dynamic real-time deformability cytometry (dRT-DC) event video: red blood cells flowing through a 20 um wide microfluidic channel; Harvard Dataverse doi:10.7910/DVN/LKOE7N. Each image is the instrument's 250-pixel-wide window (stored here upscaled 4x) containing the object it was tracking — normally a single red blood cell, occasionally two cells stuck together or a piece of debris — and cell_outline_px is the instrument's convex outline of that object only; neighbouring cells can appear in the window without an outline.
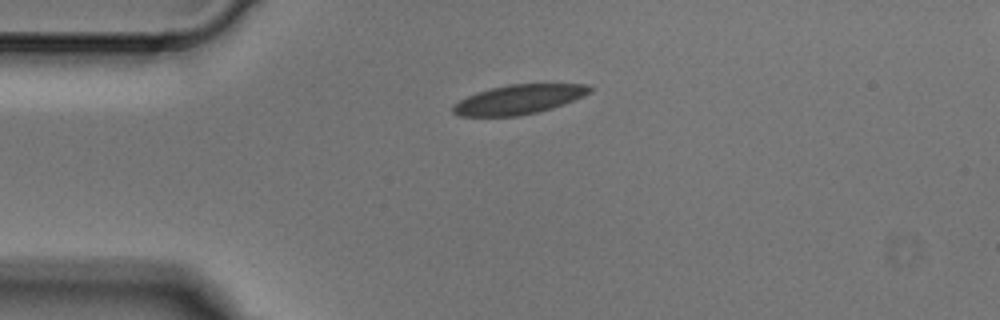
{"species": "Egyptian fruit bat (a non-hibernating species)", "species_latin": "Rousettus aegyptiacus", "temperature_condition": "cold", "stored_images_in_passage": 4, "camera_frame_rate_fps": 3000, "um_per_image_px": 0.085, "animal": {"sex": "male"}, "frame": {"image": 1, "passage_image": 1, "time_ms": 0.0, "image_size_px": [1000, 320], "cell_outline_px": [[592, 92], [584, 96], [564, 104], [552, 108], [520, 116], [460, 116], [452, 112], [452, 104], [468, 96], [492, 88], [508, 84], [588, 84], [592, 88]], "centroid_in_image_um": [44.12, 8.45], "position_along_channel_um": 40.9, "area_um2": 23.35}}
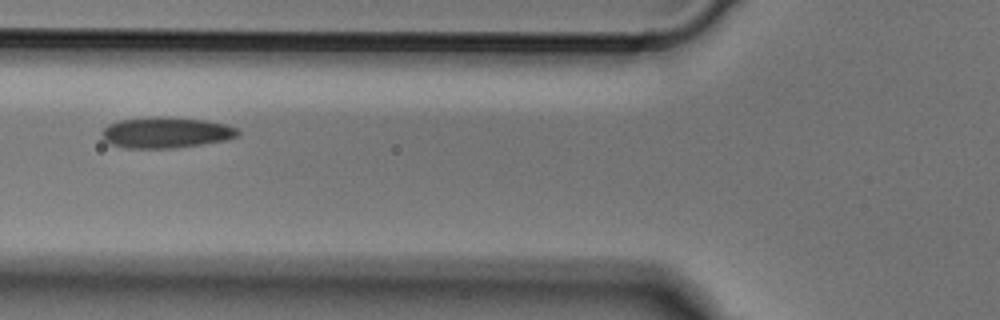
{"frame": {"image": 2, "passage_image": 3, "time_ms": 0.667, "image_size_px": [1000, 320], "cell_outline_px": [[240, 136], [224, 140], [200, 144], [172, 148], [128, 148], [112, 144], [104, 140], [100, 132], [108, 124], [120, 120], [156, 116], [168, 116], [204, 120], [228, 124], [236, 128], [240, 132]], "centroid_in_image_um": [14.11, 11.25], "position_along_channel_um": 111.7, "area_um2": 24.57}}
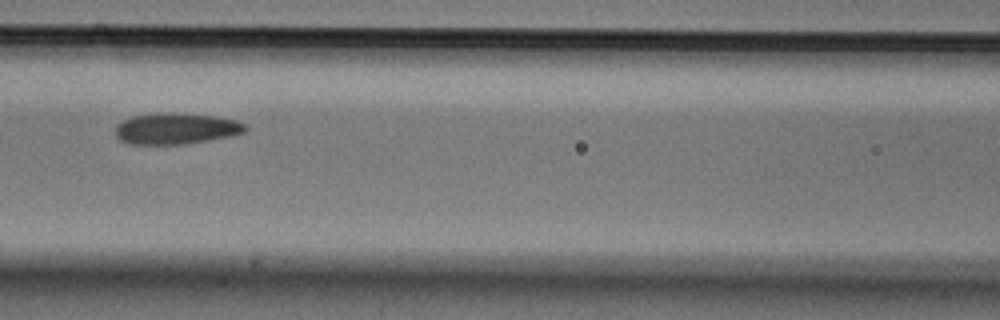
{"frame": {"image": 3, "passage_image": 4, "time_ms": 1.0, "image_size_px": [1000, 320], "cell_outline_px": [[248, 128], [244, 132], [232, 136], [188, 144], [128, 144], [120, 140], [116, 136], [116, 124], [132, 116], [156, 112], [172, 112], [212, 116], [236, 120], [248, 124]], "centroid_in_image_um": [14.97, 10.93], "position_along_channel_um": 151.6, "area_um2": 23.93}}